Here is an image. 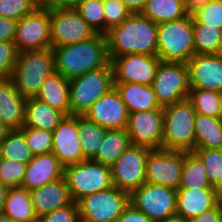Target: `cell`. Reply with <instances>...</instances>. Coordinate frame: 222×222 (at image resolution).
Instances as JSON below:
<instances>
[{"label": "cell", "instance_id": "obj_1", "mask_svg": "<svg viewBox=\"0 0 222 222\" xmlns=\"http://www.w3.org/2000/svg\"><path fill=\"white\" fill-rule=\"evenodd\" d=\"M157 29L148 17L132 13L105 34L110 60L128 54L157 55Z\"/></svg>", "mask_w": 222, "mask_h": 222}, {"label": "cell", "instance_id": "obj_2", "mask_svg": "<svg viewBox=\"0 0 222 222\" xmlns=\"http://www.w3.org/2000/svg\"><path fill=\"white\" fill-rule=\"evenodd\" d=\"M55 71L67 79L106 67L111 63L104 34L75 44L53 47Z\"/></svg>", "mask_w": 222, "mask_h": 222}, {"label": "cell", "instance_id": "obj_3", "mask_svg": "<svg viewBox=\"0 0 222 222\" xmlns=\"http://www.w3.org/2000/svg\"><path fill=\"white\" fill-rule=\"evenodd\" d=\"M55 71L52 48L18 53L11 79L25 98H35L45 79Z\"/></svg>", "mask_w": 222, "mask_h": 222}, {"label": "cell", "instance_id": "obj_4", "mask_svg": "<svg viewBox=\"0 0 222 222\" xmlns=\"http://www.w3.org/2000/svg\"><path fill=\"white\" fill-rule=\"evenodd\" d=\"M162 149L190 152L195 150L196 111L188 98L163 107Z\"/></svg>", "mask_w": 222, "mask_h": 222}, {"label": "cell", "instance_id": "obj_5", "mask_svg": "<svg viewBox=\"0 0 222 222\" xmlns=\"http://www.w3.org/2000/svg\"><path fill=\"white\" fill-rule=\"evenodd\" d=\"M194 53L193 17L158 24L157 56L163 62L187 64Z\"/></svg>", "mask_w": 222, "mask_h": 222}, {"label": "cell", "instance_id": "obj_6", "mask_svg": "<svg viewBox=\"0 0 222 222\" xmlns=\"http://www.w3.org/2000/svg\"><path fill=\"white\" fill-rule=\"evenodd\" d=\"M69 84L70 115L84 116L92 104L114 87L112 64L72 78Z\"/></svg>", "mask_w": 222, "mask_h": 222}, {"label": "cell", "instance_id": "obj_7", "mask_svg": "<svg viewBox=\"0 0 222 222\" xmlns=\"http://www.w3.org/2000/svg\"><path fill=\"white\" fill-rule=\"evenodd\" d=\"M64 178L74 202L114 186L110 166L93 160L64 167Z\"/></svg>", "mask_w": 222, "mask_h": 222}, {"label": "cell", "instance_id": "obj_8", "mask_svg": "<svg viewBox=\"0 0 222 222\" xmlns=\"http://www.w3.org/2000/svg\"><path fill=\"white\" fill-rule=\"evenodd\" d=\"M130 204V194L113 186L77 201L82 222H116Z\"/></svg>", "mask_w": 222, "mask_h": 222}, {"label": "cell", "instance_id": "obj_9", "mask_svg": "<svg viewBox=\"0 0 222 222\" xmlns=\"http://www.w3.org/2000/svg\"><path fill=\"white\" fill-rule=\"evenodd\" d=\"M151 86L161 107L188 98L190 91L188 65L161 61Z\"/></svg>", "mask_w": 222, "mask_h": 222}, {"label": "cell", "instance_id": "obj_10", "mask_svg": "<svg viewBox=\"0 0 222 222\" xmlns=\"http://www.w3.org/2000/svg\"><path fill=\"white\" fill-rule=\"evenodd\" d=\"M177 190L144 183L130 194V203L154 222L176 216Z\"/></svg>", "mask_w": 222, "mask_h": 222}, {"label": "cell", "instance_id": "obj_11", "mask_svg": "<svg viewBox=\"0 0 222 222\" xmlns=\"http://www.w3.org/2000/svg\"><path fill=\"white\" fill-rule=\"evenodd\" d=\"M152 149L130 146L110 167L113 185L131 194L146 182V158Z\"/></svg>", "mask_w": 222, "mask_h": 222}, {"label": "cell", "instance_id": "obj_12", "mask_svg": "<svg viewBox=\"0 0 222 222\" xmlns=\"http://www.w3.org/2000/svg\"><path fill=\"white\" fill-rule=\"evenodd\" d=\"M14 43L19 53L50 48V8L38 6L18 20Z\"/></svg>", "mask_w": 222, "mask_h": 222}, {"label": "cell", "instance_id": "obj_13", "mask_svg": "<svg viewBox=\"0 0 222 222\" xmlns=\"http://www.w3.org/2000/svg\"><path fill=\"white\" fill-rule=\"evenodd\" d=\"M50 33L51 48L85 41L97 34L73 8H50Z\"/></svg>", "mask_w": 222, "mask_h": 222}, {"label": "cell", "instance_id": "obj_14", "mask_svg": "<svg viewBox=\"0 0 222 222\" xmlns=\"http://www.w3.org/2000/svg\"><path fill=\"white\" fill-rule=\"evenodd\" d=\"M184 151L152 149L146 158V183L178 190Z\"/></svg>", "mask_w": 222, "mask_h": 222}, {"label": "cell", "instance_id": "obj_15", "mask_svg": "<svg viewBox=\"0 0 222 222\" xmlns=\"http://www.w3.org/2000/svg\"><path fill=\"white\" fill-rule=\"evenodd\" d=\"M126 129L132 145L162 149L164 132L163 107L129 113Z\"/></svg>", "mask_w": 222, "mask_h": 222}, {"label": "cell", "instance_id": "obj_16", "mask_svg": "<svg viewBox=\"0 0 222 222\" xmlns=\"http://www.w3.org/2000/svg\"><path fill=\"white\" fill-rule=\"evenodd\" d=\"M162 60L157 55L128 54L111 60L114 83L152 85Z\"/></svg>", "mask_w": 222, "mask_h": 222}, {"label": "cell", "instance_id": "obj_17", "mask_svg": "<svg viewBox=\"0 0 222 222\" xmlns=\"http://www.w3.org/2000/svg\"><path fill=\"white\" fill-rule=\"evenodd\" d=\"M52 137L51 152L64 167L86 160L81 147L77 116H65L52 132Z\"/></svg>", "mask_w": 222, "mask_h": 222}, {"label": "cell", "instance_id": "obj_18", "mask_svg": "<svg viewBox=\"0 0 222 222\" xmlns=\"http://www.w3.org/2000/svg\"><path fill=\"white\" fill-rule=\"evenodd\" d=\"M84 116L105 129H126L129 111L113 87L92 104Z\"/></svg>", "mask_w": 222, "mask_h": 222}, {"label": "cell", "instance_id": "obj_19", "mask_svg": "<svg viewBox=\"0 0 222 222\" xmlns=\"http://www.w3.org/2000/svg\"><path fill=\"white\" fill-rule=\"evenodd\" d=\"M187 65L190 89L222 93V53H194Z\"/></svg>", "mask_w": 222, "mask_h": 222}, {"label": "cell", "instance_id": "obj_20", "mask_svg": "<svg viewBox=\"0 0 222 222\" xmlns=\"http://www.w3.org/2000/svg\"><path fill=\"white\" fill-rule=\"evenodd\" d=\"M64 177V166L52 153L34 155L26 165L21 187L32 191Z\"/></svg>", "mask_w": 222, "mask_h": 222}, {"label": "cell", "instance_id": "obj_21", "mask_svg": "<svg viewBox=\"0 0 222 222\" xmlns=\"http://www.w3.org/2000/svg\"><path fill=\"white\" fill-rule=\"evenodd\" d=\"M26 100L11 78H0V122L9 130L24 127Z\"/></svg>", "mask_w": 222, "mask_h": 222}, {"label": "cell", "instance_id": "obj_22", "mask_svg": "<svg viewBox=\"0 0 222 222\" xmlns=\"http://www.w3.org/2000/svg\"><path fill=\"white\" fill-rule=\"evenodd\" d=\"M222 199L216 188L178 189L176 216L188 221L212 209Z\"/></svg>", "mask_w": 222, "mask_h": 222}, {"label": "cell", "instance_id": "obj_23", "mask_svg": "<svg viewBox=\"0 0 222 222\" xmlns=\"http://www.w3.org/2000/svg\"><path fill=\"white\" fill-rule=\"evenodd\" d=\"M30 193L37 217L74 202L64 177L34 189Z\"/></svg>", "mask_w": 222, "mask_h": 222}, {"label": "cell", "instance_id": "obj_24", "mask_svg": "<svg viewBox=\"0 0 222 222\" xmlns=\"http://www.w3.org/2000/svg\"><path fill=\"white\" fill-rule=\"evenodd\" d=\"M69 90V79L54 71L42 83L35 98L70 116Z\"/></svg>", "mask_w": 222, "mask_h": 222}, {"label": "cell", "instance_id": "obj_25", "mask_svg": "<svg viewBox=\"0 0 222 222\" xmlns=\"http://www.w3.org/2000/svg\"><path fill=\"white\" fill-rule=\"evenodd\" d=\"M129 113L161 108L151 85L139 83H114Z\"/></svg>", "mask_w": 222, "mask_h": 222}, {"label": "cell", "instance_id": "obj_26", "mask_svg": "<svg viewBox=\"0 0 222 222\" xmlns=\"http://www.w3.org/2000/svg\"><path fill=\"white\" fill-rule=\"evenodd\" d=\"M64 118L65 115L62 112L53 109L37 98H28L26 100L24 123L26 127L53 132Z\"/></svg>", "mask_w": 222, "mask_h": 222}, {"label": "cell", "instance_id": "obj_27", "mask_svg": "<svg viewBox=\"0 0 222 222\" xmlns=\"http://www.w3.org/2000/svg\"><path fill=\"white\" fill-rule=\"evenodd\" d=\"M132 146L127 129H107L104 140L93 161L112 166Z\"/></svg>", "mask_w": 222, "mask_h": 222}, {"label": "cell", "instance_id": "obj_28", "mask_svg": "<svg viewBox=\"0 0 222 222\" xmlns=\"http://www.w3.org/2000/svg\"><path fill=\"white\" fill-rule=\"evenodd\" d=\"M195 149H222V120L198 114L195 118Z\"/></svg>", "mask_w": 222, "mask_h": 222}, {"label": "cell", "instance_id": "obj_29", "mask_svg": "<svg viewBox=\"0 0 222 222\" xmlns=\"http://www.w3.org/2000/svg\"><path fill=\"white\" fill-rule=\"evenodd\" d=\"M3 213L17 222L33 221L37 216L33 209L30 191L21 186L10 187Z\"/></svg>", "mask_w": 222, "mask_h": 222}, {"label": "cell", "instance_id": "obj_30", "mask_svg": "<svg viewBox=\"0 0 222 222\" xmlns=\"http://www.w3.org/2000/svg\"><path fill=\"white\" fill-rule=\"evenodd\" d=\"M140 13L156 24L186 16L185 4L181 0H148Z\"/></svg>", "mask_w": 222, "mask_h": 222}, {"label": "cell", "instance_id": "obj_31", "mask_svg": "<svg viewBox=\"0 0 222 222\" xmlns=\"http://www.w3.org/2000/svg\"><path fill=\"white\" fill-rule=\"evenodd\" d=\"M214 188L210 185L206 169L200 158L193 152L184 151V163L178 189Z\"/></svg>", "mask_w": 222, "mask_h": 222}, {"label": "cell", "instance_id": "obj_32", "mask_svg": "<svg viewBox=\"0 0 222 222\" xmlns=\"http://www.w3.org/2000/svg\"><path fill=\"white\" fill-rule=\"evenodd\" d=\"M77 127L84 158L92 160L104 140L107 129L89 121L85 116H77Z\"/></svg>", "mask_w": 222, "mask_h": 222}, {"label": "cell", "instance_id": "obj_33", "mask_svg": "<svg viewBox=\"0 0 222 222\" xmlns=\"http://www.w3.org/2000/svg\"><path fill=\"white\" fill-rule=\"evenodd\" d=\"M34 157L21 130H10L0 143V158L28 164Z\"/></svg>", "mask_w": 222, "mask_h": 222}, {"label": "cell", "instance_id": "obj_34", "mask_svg": "<svg viewBox=\"0 0 222 222\" xmlns=\"http://www.w3.org/2000/svg\"><path fill=\"white\" fill-rule=\"evenodd\" d=\"M195 53H222V29L200 24L193 18Z\"/></svg>", "mask_w": 222, "mask_h": 222}, {"label": "cell", "instance_id": "obj_35", "mask_svg": "<svg viewBox=\"0 0 222 222\" xmlns=\"http://www.w3.org/2000/svg\"><path fill=\"white\" fill-rule=\"evenodd\" d=\"M188 99L191 101L196 113L221 118L222 93L217 91L190 89Z\"/></svg>", "mask_w": 222, "mask_h": 222}, {"label": "cell", "instance_id": "obj_36", "mask_svg": "<svg viewBox=\"0 0 222 222\" xmlns=\"http://www.w3.org/2000/svg\"><path fill=\"white\" fill-rule=\"evenodd\" d=\"M202 161L210 185L222 193V149H195Z\"/></svg>", "mask_w": 222, "mask_h": 222}, {"label": "cell", "instance_id": "obj_37", "mask_svg": "<svg viewBox=\"0 0 222 222\" xmlns=\"http://www.w3.org/2000/svg\"><path fill=\"white\" fill-rule=\"evenodd\" d=\"M103 0H82L74 9L97 33L105 35Z\"/></svg>", "mask_w": 222, "mask_h": 222}, {"label": "cell", "instance_id": "obj_38", "mask_svg": "<svg viewBox=\"0 0 222 222\" xmlns=\"http://www.w3.org/2000/svg\"><path fill=\"white\" fill-rule=\"evenodd\" d=\"M25 136L27 145L33 155L49 153L52 150V132L31 127H22L20 129Z\"/></svg>", "mask_w": 222, "mask_h": 222}, {"label": "cell", "instance_id": "obj_39", "mask_svg": "<svg viewBox=\"0 0 222 222\" xmlns=\"http://www.w3.org/2000/svg\"><path fill=\"white\" fill-rule=\"evenodd\" d=\"M26 164L0 158V182L7 187H20L23 182Z\"/></svg>", "mask_w": 222, "mask_h": 222}, {"label": "cell", "instance_id": "obj_40", "mask_svg": "<svg viewBox=\"0 0 222 222\" xmlns=\"http://www.w3.org/2000/svg\"><path fill=\"white\" fill-rule=\"evenodd\" d=\"M105 34L112 27L119 26L133 12L121 0H103Z\"/></svg>", "mask_w": 222, "mask_h": 222}, {"label": "cell", "instance_id": "obj_41", "mask_svg": "<svg viewBox=\"0 0 222 222\" xmlns=\"http://www.w3.org/2000/svg\"><path fill=\"white\" fill-rule=\"evenodd\" d=\"M37 7L33 0H0V16L18 21Z\"/></svg>", "mask_w": 222, "mask_h": 222}, {"label": "cell", "instance_id": "obj_42", "mask_svg": "<svg viewBox=\"0 0 222 222\" xmlns=\"http://www.w3.org/2000/svg\"><path fill=\"white\" fill-rule=\"evenodd\" d=\"M193 18L200 24L222 29V0H211Z\"/></svg>", "mask_w": 222, "mask_h": 222}, {"label": "cell", "instance_id": "obj_43", "mask_svg": "<svg viewBox=\"0 0 222 222\" xmlns=\"http://www.w3.org/2000/svg\"><path fill=\"white\" fill-rule=\"evenodd\" d=\"M18 53L14 42H0V78H11Z\"/></svg>", "mask_w": 222, "mask_h": 222}, {"label": "cell", "instance_id": "obj_44", "mask_svg": "<svg viewBox=\"0 0 222 222\" xmlns=\"http://www.w3.org/2000/svg\"><path fill=\"white\" fill-rule=\"evenodd\" d=\"M45 222H80V213L77 202H73L68 206L55 209L52 212L42 216Z\"/></svg>", "mask_w": 222, "mask_h": 222}, {"label": "cell", "instance_id": "obj_45", "mask_svg": "<svg viewBox=\"0 0 222 222\" xmlns=\"http://www.w3.org/2000/svg\"><path fill=\"white\" fill-rule=\"evenodd\" d=\"M116 222H154L145 213L136 209L131 203L124 209Z\"/></svg>", "mask_w": 222, "mask_h": 222}, {"label": "cell", "instance_id": "obj_46", "mask_svg": "<svg viewBox=\"0 0 222 222\" xmlns=\"http://www.w3.org/2000/svg\"><path fill=\"white\" fill-rule=\"evenodd\" d=\"M17 22L0 16V42H14Z\"/></svg>", "mask_w": 222, "mask_h": 222}, {"label": "cell", "instance_id": "obj_47", "mask_svg": "<svg viewBox=\"0 0 222 222\" xmlns=\"http://www.w3.org/2000/svg\"><path fill=\"white\" fill-rule=\"evenodd\" d=\"M187 222H222V199L212 208Z\"/></svg>", "mask_w": 222, "mask_h": 222}, {"label": "cell", "instance_id": "obj_48", "mask_svg": "<svg viewBox=\"0 0 222 222\" xmlns=\"http://www.w3.org/2000/svg\"><path fill=\"white\" fill-rule=\"evenodd\" d=\"M211 0H189L185 5L186 15L193 17L202 10Z\"/></svg>", "mask_w": 222, "mask_h": 222}, {"label": "cell", "instance_id": "obj_49", "mask_svg": "<svg viewBox=\"0 0 222 222\" xmlns=\"http://www.w3.org/2000/svg\"><path fill=\"white\" fill-rule=\"evenodd\" d=\"M81 1L82 0H51L46 7L57 9H74Z\"/></svg>", "mask_w": 222, "mask_h": 222}, {"label": "cell", "instance_id": "obj_50", "mask_svg": "<svg viewBox=\"0 0 222 222\" xmlns=\"http://www.w3.org/2000/svg\"><path fill=\"white\" fill-rule=\"evenodd\" d=\"M133 13L141 12L148 0H121Z\"/></svg>", "mask_w": 222, "mask_h": 222}, {"label": "cell", "instance_id": "obj_51", "mask_svg": "<svg viewBox=\"0 0 222 222\" xmlns=\"http://www.w3.org/2000/svg\"><path fill=\"white\" fill-rule=\"evenodd\" d=\"M8 190H9V187L3 185L0 182V214L3 213L4 211V205H5Z\"/></svg>", "mask_w": 222, "mask_h": 222}, {"label": "cell", "instance_id": "obj_52", "mask_svg": "<svg viewBox=\"0 0 222 222\" xmlns=\"http://www.w3.org/2000/svg\"><path fill=\"white\" fill-rule=\"evenodd\" d=\"M9 131L10 130L3 123L0 122V143L2 142V140L5 138V136Z\"/></svg>", "mask_w": 222, "mask_h": 222}, {"label": "cell", "instance_id": "obj_53", "mask_svg": "<svg viewBox=\"0 0 222 222\" xmlns=\"http://www.w3.org/2000/svg\"><path fill=\"white\" fill-rule=\"evenodd\" d=\"M0 222H17L14 219H12L11 217H9L8 215L1 213L0 214Z\"/></svg>", "mask_w": 222, "mask_h": 222}, {"label": "cell", "instance_id": "obj_54", "mask_svg": "<svg viewBox=\"0 0 222 222\" xmlns=\"http://www.w3.org/2000/svg\"><path fill=\"white\" fill-rule=\"evenodd\" d=\"M162 222H187V221L181 217L174 216V217L164 220Z\"/></svg>", "mask_w": 222, "mask_h": 222}, {"label": "cell", "instance_id": "obj_55", "mask_svg": "<svg viewBox=\"0 0 222 222\" xmlns=\"http://www.w3.org/2000/svg\"><path fill=\"white\" fill-rule=\"evenodd\" d=\"M38 6L40 7H46L51 0H33Z\"/></svg>", "mask_w": 222, "mask_h": 222}, {"label": "cell", "instance_id": "obj_56", "mask_svg": "<svg viewBox=\"0 0 222 222\" xmlns=\"http://www.w3.org/2000/svg\"><path fill=\"white\" fill-rule=\"evenodd\" d=\"M31 222H45L42 217H36L33 221Z\"/></svg>", "mask_w": 222, "mask_h": 222}, {"label": "cell", "instance_id": "obj_57", "mask_svg": "<svg viewBox=\"0 0 222 222\" xmlns=\"http://www.w3.org/2000/svg\"><path fill=\"white\" fill-rule=\"evenodd\" d=\"M185 5L189 0H181Z\"/></svg>", "mask_w": 222, "mask_h": 222}]
</instances>
